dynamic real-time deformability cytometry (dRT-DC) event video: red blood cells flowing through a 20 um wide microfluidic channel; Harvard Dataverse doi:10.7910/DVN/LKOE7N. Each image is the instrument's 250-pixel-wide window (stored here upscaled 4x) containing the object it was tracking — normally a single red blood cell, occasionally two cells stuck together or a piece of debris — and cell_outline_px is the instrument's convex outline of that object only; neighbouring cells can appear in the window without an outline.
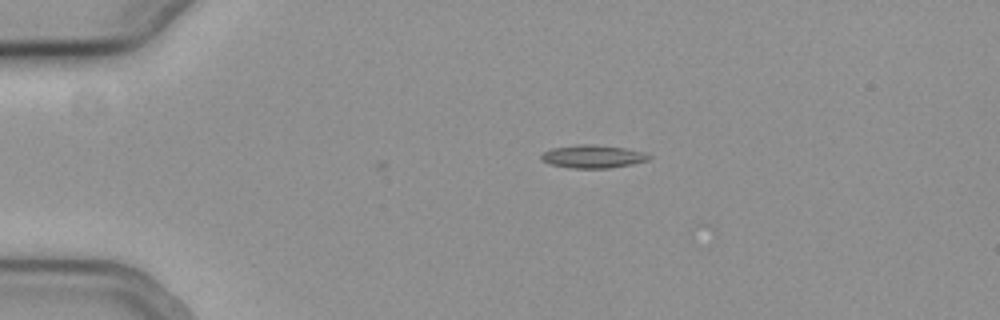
{"species": "common noctule bat (a hibernating species)", "species_latin": "Nyctalus noctula", "temperature_condition": "cold", "stored_images_in_passage": 3, "camera_frame_rate_fps": 3000, "um_per_image_px": 0.085, "animal": {"sex": "female", "body_mass_g": 19.3, "forearm_length_mm": 54.1}, "frame": {"image": 1, "passage_image": 1, "time_ms": 0.0, "image_size_px": [1000, 320], "cell_outline_px": [[652, 156], [648, 160], [632, 164], [608, 168], [572, 168], [548, 164], [540, 160], [540, 156], [544, 152], [552, 148], [580, 144], [588, 144], [624, 148], [644, 152]], "centroid_in_image_um": [50.36, 13.31], "position_along_channel_um": 34.6, "area_um2": 14.39}}